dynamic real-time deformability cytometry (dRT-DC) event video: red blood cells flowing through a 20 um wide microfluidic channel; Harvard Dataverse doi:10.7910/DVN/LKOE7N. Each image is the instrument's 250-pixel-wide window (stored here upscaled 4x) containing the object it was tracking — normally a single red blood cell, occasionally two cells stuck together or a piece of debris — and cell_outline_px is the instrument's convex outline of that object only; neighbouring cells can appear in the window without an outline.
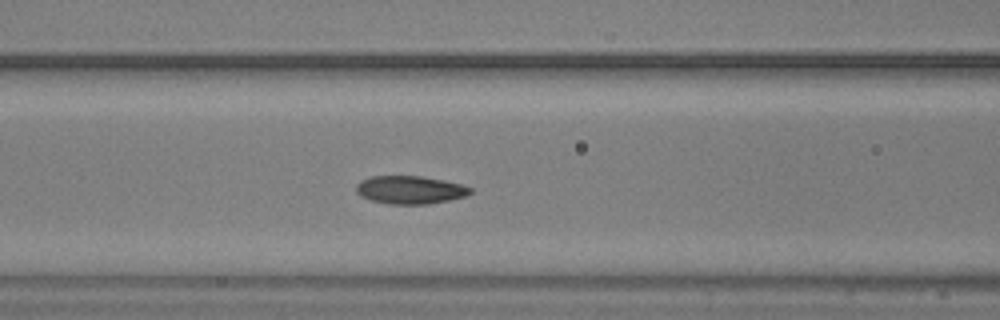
{"species": "common noctule bat (a hibernating species)", "species_latin": "Nyctalus noctula", "temperature_condition": "warm", "stored_images_in_passage": 4, "camera_frame_rate_fps": 3000, "um_per_image_px": 0.085, "animal": {"sex": "male", "body_mass_g": 20.5, "forearm_length_mm": 52.5}, "frame": {"image": 1, "passage_image": 3, "time_ms": 0.667, "image_size_px": [1000, 320], "cell_outline_px": [[472, 192], [464, 196], [448, 200], [428, 204], [388, 204], [372, 200], [360, 196], [356, 192], [356, 184], [360, 180], [372, 176], [420, 176], [444, 180], [460, 184], [472, 188]], "centroid_in_image_um": [34.82, 16.13], "position_along_channel_um": 131.8, "area_um2": 18.61}}